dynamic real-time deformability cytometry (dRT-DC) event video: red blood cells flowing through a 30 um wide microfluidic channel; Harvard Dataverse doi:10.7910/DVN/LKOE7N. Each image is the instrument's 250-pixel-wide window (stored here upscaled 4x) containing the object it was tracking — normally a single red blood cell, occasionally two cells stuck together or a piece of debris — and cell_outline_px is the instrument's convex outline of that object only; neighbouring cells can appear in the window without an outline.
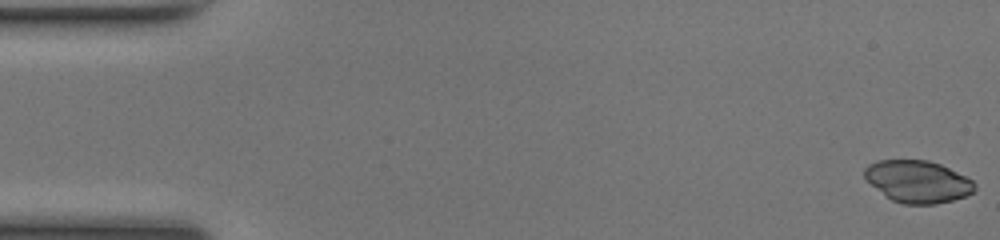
{"species": "common noctule bat (a hibernating species)", "species_latin": "Nyctalus noctula", "temperature_condition": "room temperature", "stored_images_in_passage": 14, "camera_frame_rate_fps": 3000, "um_per_image_px": 0.085, "animal": {"sex": "female", "body_mass_g": 17.0, "forearm_length_mm": 48.0}, "frame": {"image": 1, "passage_image": 1, "time_ms": 0.0, "image_size_px": [1000, 240], "cell_outline_px": [[976, 188], [972, 192], [964, 196], [952, 200], [936, 204], [904, 204], [892, 200], [872, 184], [864, 176], [864, 168], [868, 164], [876, 160], [928, 160], [940, 164], [972, 180], [976, 184]], "centroid_in_image_um": [78.0, 15.42], "position_along_channel_um": 7.0, "area_um2": 26.7}}
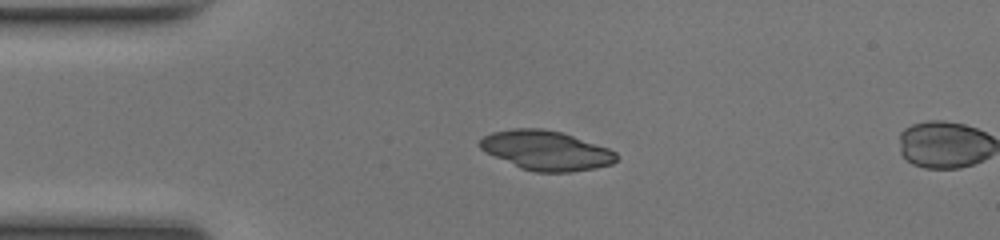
{"frame": {"image": 2, "passage_image": 12, "time_ms": 3.667, "image_size_px": [1000, 240], "cell_outline_px": [[620, 156], [612, 164], [596, 168], [572, 172], [536, 172], [520, 168], [480, 148], [476, 144], [484, 136], [492, 132], [512, 128], [540, 128], [560, 132], [608, 148], [616, 152]], "centroid_in_image_um": [46.43, 12.79], "position_along_channel_um": 38.6, "area_um2": 31.21}}